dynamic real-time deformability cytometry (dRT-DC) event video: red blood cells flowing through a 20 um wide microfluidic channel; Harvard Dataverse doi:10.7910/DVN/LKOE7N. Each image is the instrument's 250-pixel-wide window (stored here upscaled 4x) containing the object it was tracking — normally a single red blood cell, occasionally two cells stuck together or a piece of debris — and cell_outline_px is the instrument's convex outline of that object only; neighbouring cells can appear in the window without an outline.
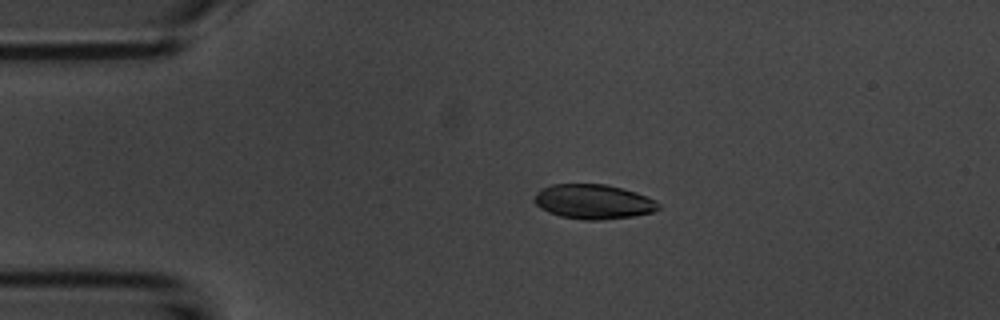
{"species": "common noctule bat (a hibernating species)", "species_latin": "Nyctalus noctula", "temperature_condition": "room temperature", "stored_images_in_passage": 54, "camera_frame_rate_fps": 3000, "um_per_image_px": 0.085, "animal": {"sex": "male", "body_mass_g": 20.1, "forearm_length_mm": 53.5}, "frame": {"image": 1, "passage_image": 11, "time_ms": 3.333, "image_size_px": [1000, 320], "cell_outline_px": [[660, 208], [652, 212], [632, 216], [600, 220], [584, 220], [560, 216], [548, 212], [540, 208], [532, 200], [536, 192], [540, 188], [552, 184], [604, 184], [636, 192], [656, 200], [660, 204]], "centroid_in_image_um": [50.4, 17.14], "position_along_channel_um": 34.6, "area_um2": 25.14}}
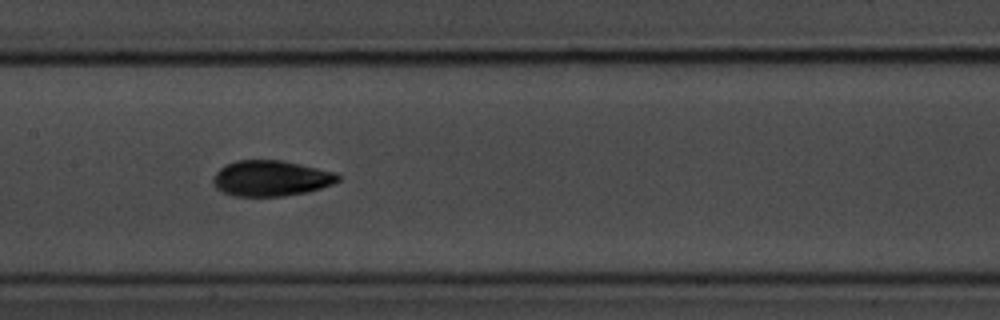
{"frame": {"image": 2, "passage_image": 26, "time_ms": 8.333, "image_size_px": [1000, 320], "cell_outline_px": [[340, 180], [332, 184], [308, 192], [284, 196], [232, 196], [216, 188], [212, 184], [212, 180], [216, 172], [220, 168], [236, 160], [280, 160], [300, 164], [332, 172], [340, 176]], "centroid_in_image_um": [23.0, 15.16], "position_along_channel_um": 184.4, "area_um2": 25.84}}
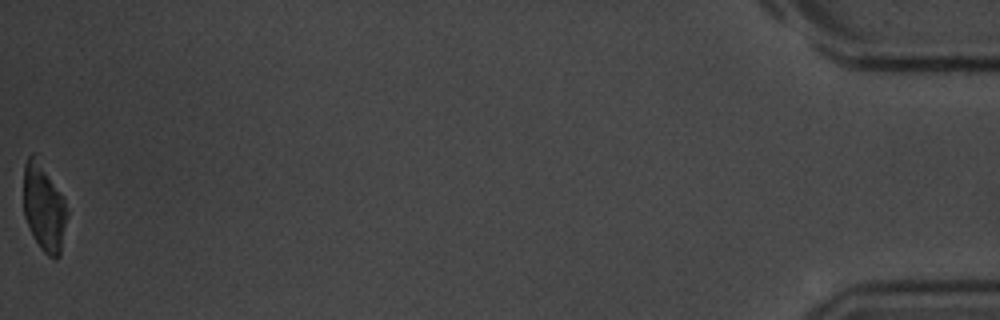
{"frame": {"image": 3, "passage_image": 54, "time_ms": 17.667, "image_size_px": [1000, 320], "cell_outline_px": [[68, 216], [60, 256], [56, 260], [48, 256], [40, 248], [32, 236], [24, 216], [24, 164], [28, 156], [32, 152], [36, 152], [64, 196], [68, 212]], "centroid_in_image_um": [3.75, 17.61], "position_along_channel_um": 431.4, "area_um2": 23.06}, "authors_computed_cell_mechanics": {"area_um2": 25.0852, "velocity_mm_per_s": 3.7162, "shape_relaxation_time_tau1_ms": 3.5135, "shape_relaxation_time_tau2_ms": 2.5805, "deformation_change_tau1": 0.1504, "deformation_change_tau2": 0.0565}}